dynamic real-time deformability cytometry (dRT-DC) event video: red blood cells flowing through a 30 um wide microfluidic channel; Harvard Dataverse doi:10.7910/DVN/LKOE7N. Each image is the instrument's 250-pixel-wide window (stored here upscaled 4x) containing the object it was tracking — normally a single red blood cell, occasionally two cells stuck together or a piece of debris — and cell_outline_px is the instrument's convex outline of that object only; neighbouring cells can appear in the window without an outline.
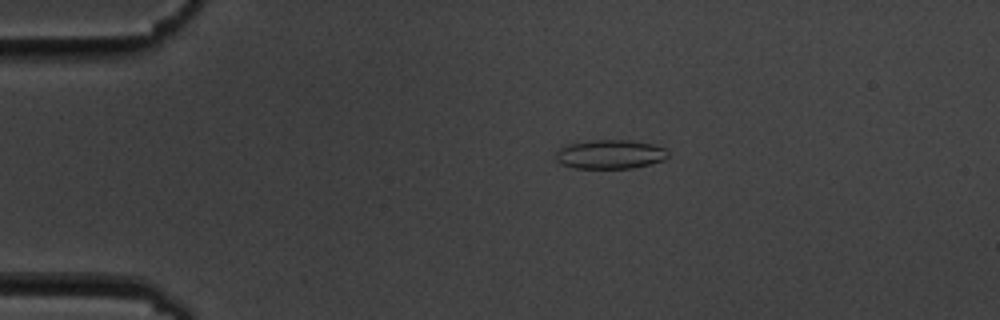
{"species": "common noctule bat (a hibernating species)", "species_latin": "Nyctalus noctula", "temperature_condition": "cold", "stored_images_in_passage": 15, "camera_frame_rate_fps": 3000, "um_per_image_px": 0.085, "animal": {"sex": "male", "body_mass_g": 19.5, "forearm_length_mm": 54.6}, "frame": {"image": 1, "passage_image": 3, "time_ms": 3.0, "image_size_px": [1000, 320], "cell_outline_px": [[668, 156], [664, 160], [632, 168], [572, 168], [556, 160], [556, 152], [560, 148], [568, 144], [592, 140], [628, 140], [652, 144], [664, 148], [668, 152]], "centroid_in_image_um": [51.86, 13.11], "position_along_channel_um": 33.1, "area_um2": 18.84}}
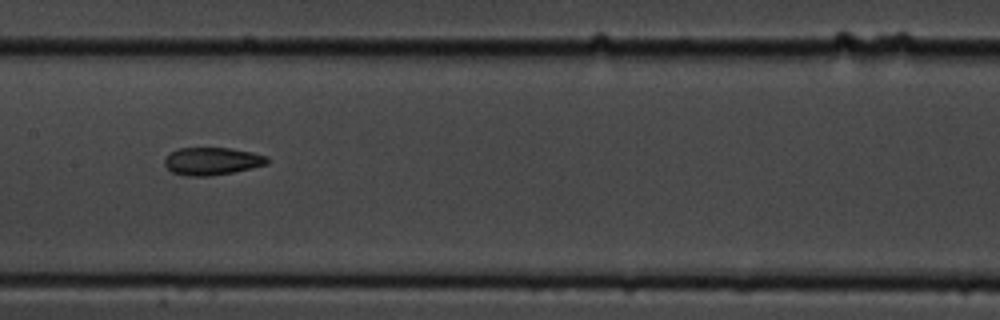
{"frame": {"image": 2, "passage_image": 8, "time_ms": 8.667, "image_size_px": [1000, 320], "cell_outline_px": [[268, 164], [252, 168], [212, 176], [188, 176], [172, 172], [164, 164], [164, 160], [172, 152], [180, 148], [228, 148], [252, 152], [268, 156]], "centroid_in_image_um": [18.05, 13.7], "position_along_channel_um": 189.3, "area_um2": 16.42}}
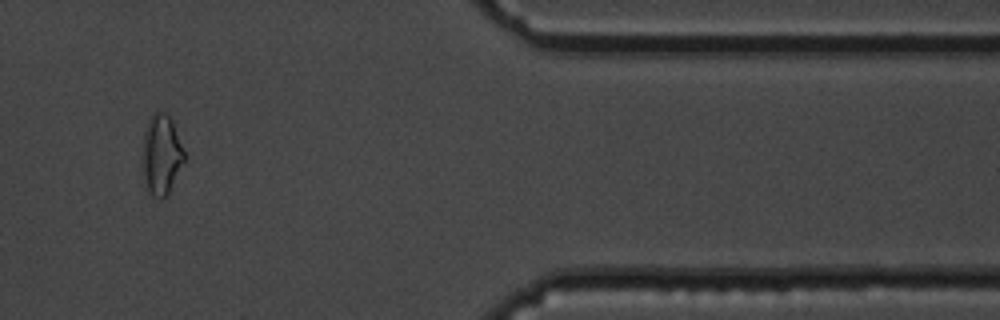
{"frame": {"image": 3, "passage_image": 13, "time_ms": 15.333, "image_size_px": [1000, 320], "cell_outline_px": [[188, 156], [168, 192], [164, 196], [152, 196], [148, 192], [140, 164], [140, 156], [144, 132], [148, 120], [160, 108], [172, 120]], "centroid_in_image_um": [13.71, 13.1], "position_along_channel_um": 397.7, "area_um2": 20.11}, "authors_computed_cell_mechanics": {"area_um2": 18.5538, "velocity_mm_per_s": 3.5788, "shape_relaxation_time_tau1_ms": null, "shape_relaxation_time_tau2_ms": 3.4482, "deformation_change_tau1": null, "deformation_change_tau2": 0.0803}}